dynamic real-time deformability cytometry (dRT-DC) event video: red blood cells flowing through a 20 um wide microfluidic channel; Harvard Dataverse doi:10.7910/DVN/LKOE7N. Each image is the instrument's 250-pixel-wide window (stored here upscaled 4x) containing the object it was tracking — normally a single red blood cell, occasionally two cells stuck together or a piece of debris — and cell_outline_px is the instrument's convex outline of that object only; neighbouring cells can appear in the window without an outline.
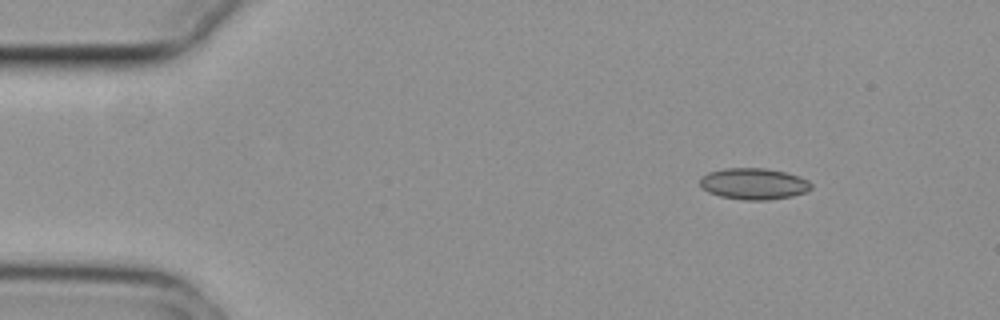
{"species": "common noctule bat (a hibernating species)", "species_latin": "Nyctalus noctula", "temperature_condition": "cold", "stored_images_in_passage": 3, "camera_frame_rate_fps": 3000, "um_per_image_px": 0.085, "animal": {"sex": "female", "body_mass_g": 29.2, "forearm_length_mm": 56.3}, "frame": {"image": 1, "passage_image": 1, "time_ms": 0.0, "image_size_px": [1000, 320], "cell_outline_px": [[812, 188], [808, 192], [792, 196], [768, 200], [744, 200], [720, 196], [708, 192], [700, 184], [700, 176], [708, 172], [724, 168], [768, 168], [800, 176], [808, 180], [812, 184]], "centroid_in_image_um": [64.09, 15.62], "position_along_channel_um": 20.9, "area_um2": 20.52}}